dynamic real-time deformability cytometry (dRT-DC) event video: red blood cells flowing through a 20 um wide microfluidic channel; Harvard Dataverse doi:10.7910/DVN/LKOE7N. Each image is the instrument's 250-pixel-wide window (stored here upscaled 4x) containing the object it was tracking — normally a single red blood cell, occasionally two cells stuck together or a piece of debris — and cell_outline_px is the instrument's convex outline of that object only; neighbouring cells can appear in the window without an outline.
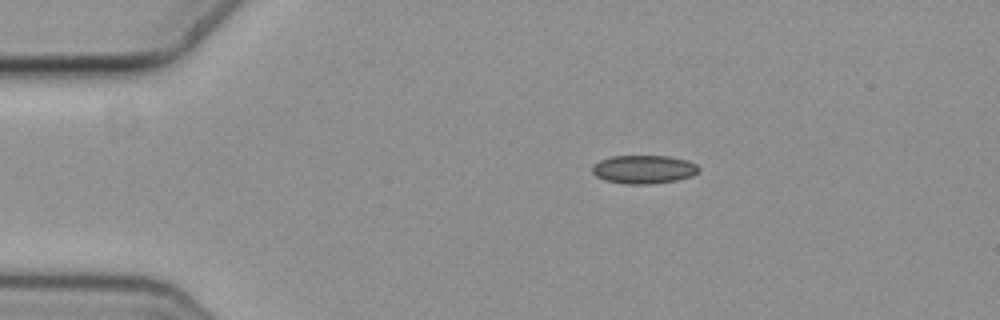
{"species": "common noctule bat (a hibernating species)", "species_latin": "Nyctalus noctula", "temperature_condition": "cold", "stored_images_in_passage": 47, "camera_frame_rate_fps": 3000, "um_per_image_px": 0.085, "animal": {"sex": "female", "body_mass_g": 19.3, "forearm_length_mm": 54.1}, "frame": {"image": 1, "passage_image": 1, "time_ms": 0.0, "image_size_px": [1000, 320], "cell_outline_px": [[700, 168], [692, 176], [676, 180], [652, 184], [628, 184], [604, 180], [596, 176], [592, 172], [592, 168], [600, 160], [612, 156], [668, 156], [688, 160], [696, 164]], "centroid_in_image_um": [54.73, 14.39], "position_along_channel_um": 30.3, "area_um2": 17.57}}
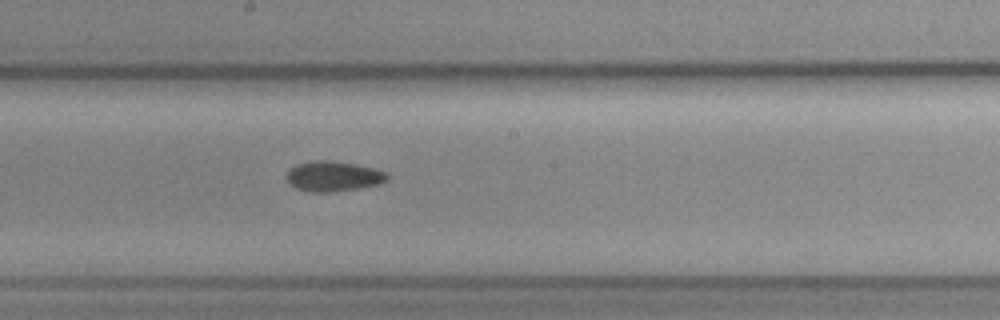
{"frame": {"image": 2, "passage_image": 21, "time_ms": 6.667, "image_size_px": [1000, 320], "cell_outline_px": [[388, 180], [380, 184], [360, 188], [328, 192], [308, 192], [296, 188], [284, 176], [296, 164], [316, 160], [328, 160], [356, 164], [388, 172]], "centroid_in_image_um": [28.36, 14.98], "position_along_channel_um": 219.8, "area_um2": 17.69}}
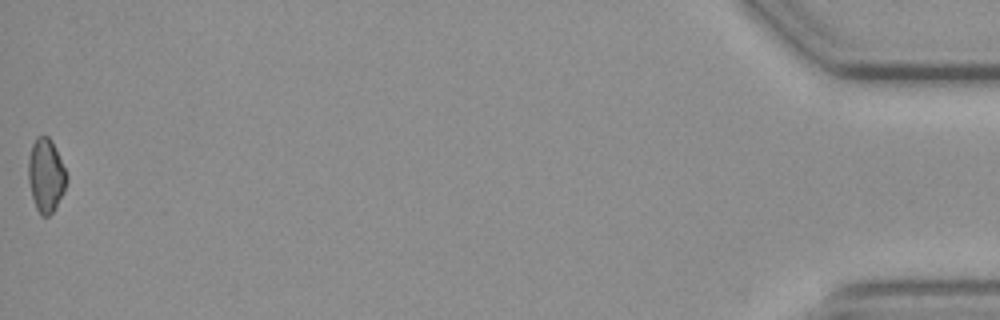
{"frame": {"image": 3, "passage_image": 47, "time_ms": 15.333, "image_size_px": [1000, 320], "cell_outline_px": [[68, 180], [64, 192], [56, 208], [48, 216], [40, 216], [36, 208], [32, 196], [28, 180], [28, 156], [32, 144], [36, 136], [48, 136], [52, 140], [68, 176]], "centroid_in_image_um": [3.91, 14.91], "position_along_channel_um": 431.3, "area_um2": 16.65}, "authors_computed_cell_mechanics": {"area_um2": 17.1666, "velocity_mm_per_s": 3.6504, "shape_relaxation_time_tau1_ms": 9.5456, "shape_relaxation_time_tau2_ms": 10.18, "deformation_change_tau1": 0.0827, "deformation_change_tau2": 0.1512}}